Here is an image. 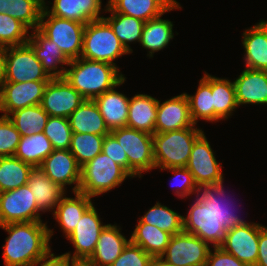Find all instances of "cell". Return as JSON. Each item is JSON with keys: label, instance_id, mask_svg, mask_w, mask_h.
Listing matches in <instances>:
<instances>
[{"label": "cell", "instance_id": "1", "mask_svg": "<svg viewBox=\"0 0 267 266\" xmlns=\"http://www.w3.org/2000/svg\"><path fill=\"white\" fill-rule=\"evenodd\" d=\"M9 235L3 245L5 266H29L50 252L54 231L42 221L18 222L0 226Z\"/></svg>", "mask_w": 267, "mask_h": 266}, {"label": "cell", "instance_id": "2", "mask_svg": "<svg viewBox=\"0 0 267 266\" xmlns=\"http://www.w3.org/2000/svg\"><path fill=\"white\" fill-rule=\"evenodd\" d=\"M64 78L85 99L95 97L115 87L125 76L115 65L83 58L70 60Z\"/></svg>", "mask_w": 267, "mask_h": 266}, {"label": "cell", "instance_id": "3", "mask_svg": "<svg viewBox=\"0 0 267 266\" xmlns=\"http://www.w3.org/2000/svg\"><path fill=\"white\" fill-rule=\"evenodd\" d=\"M204 133L202 129L189 127L176 131L153 134L155 168L186 167L195 141Z\"/></svg>", "mask_w": 267, "mask_h": 266}, {"label": "cell", "instance_id": "4", "mask_svg": "<svg viewBox=\"0 0 267 266\" xmlns=\"http://www.w3.org/2000/svg\"><path fill=\"white\" fill-rule=\"evenodd\" d=\"M127 177L131 176L101 152L81 167L79 192L93 198L120 186Z\"/></svg>", "mask_w": 267, "mask_h": 266}, {"label": "cell", "instance_id": "5", "mask_svg": "<svg viewBox=\"0 0 267 266\" xmlns=\"http://www.w3.org/2000/svg\"><path fill=\"white\" fill-rule=\"evenodd\" d=\"M129 54L110 25L104 20L90 21L83 33L81 58L116 66V58Z\"/></svg>", "mask_w": 267, "mask_h": 266}, {"label": "cell", "instance_id": "6", "mask_svg": "<svg viewBox=\"0 0 267 266\" xmlns=\"http://www.w3.org/2000/svg\"><path fill=\"white\" fill-rule=\"evenodd\" d=\"M110 133L126 152L131 178H141L143 172L155 169L152 134L128 127L116 128Z\"/></svg>", "mask_w": 267, "mask_h": 266}, {"label": "cell", "instance_id": "7", "mask_svg": "<svg viewBox=\"0 0 267 266\" xmlns=\"http://www.w3.org/2000/svg\"><path fill=\"white\" fill-rule=\"evenodd\" d=\"M86 24L48 14L44 9L38 30L56 43L69 60L81 57L83 33Z\"/></svg>", "mask_w": 267, "mask_h": 266}, {"label": "cell", "instance_id": "8", "mask_svg": "<svg viewBox=\"0 0 267 266\" xmlns=\"http://www.w3.org/2000/svg\"><path fill=\"white\" fill-rule=\"evenodd\" d=\"M32 47L26 43L5 48L4 81L29 82L50 81Z\"/></svg>", "mask_w": 267, "mask_h": 266}, {"label": "cell", "instance_id": "9", "mask_svg": "<svg viewBox=\"0 0 267 266\" xmlns=\"http://www.w3.org/2000/svg\"><path fill=\"white\" fill-rule=\"evenodd\" d=\"M42 221L37 202L28 184L0 193V226Z\"/></svg>", "mask_w": 267, "mask_h": 266}, {"label": "cell", "instance_id": "10", "mask_svg": "<svg viewBox=\"0 0 267 266\" xmlns=\"http://www.w3.org/2000/svg\"><path fill=\"white\" fill-rule=\"evenodd\" d=\"M210 250L207 242L183 231L171 236L160 257L173 266H205Z\"/></svg>", "mask_w": 267, "mask_h": 266}, {"label": "cell", "instance_id": "11", "mask_svg": "<svg viewBox=\"0 0 267 266\" xmlns=\"http://www.w3.org/2000/svg\"><path fill=\"white\" fill-rule=\"evenodd\" d=\"M103 225L92 204L81 216L73 232L67 237L75 248L74 254L64 253L73 262H85L95 250Z\"/></svg>", "mask_w": 267, "mask_h": 266}, {"label": "cell", "instance_id": "12", "mask_svg": "<svg viewBox=\"0 0 267 266\" xmlns=\"http://www.w3.org/2000/svg\"><path fill=\"white\" fill-rule=\"evenodd\" d=\"M222 165L217 162L206 135L203 133L194 143L186 168L193 175L198 187L224 182Z\"/></svg>", "mask_w": 267, "mask_h": 266}, {"label": "cell", "instance_id": "13", "mask_svg": "<svg viewBox=\"0 0 267 266\" xmlns=\"http://www.w3.org/2000/svg\"><path fill=\"white\" fill-rule=\"evenodd\" d=\"M84 100L65 78H54L46 84L40 106L49 116L69 118Z\"/></svg>", "mask_w": 267, "mask_h": 266}, {"label": "cell", "instance_id": "14", "mask_svg": "<svg viewBox=\"0 0 267 266\" xmlns=\"http://www.w3.org/2000/svg\"><path fill=\"white\" fill-rule=\"evenodd\" d=\"M187 215L183 216L184 232L196 235L213 247L222 244L227 231L216 221L209 205H204L197 197Z\"/></svg>", "mask_w": 267, "mask_h": 266}, {"label": "cell", "instance_id": "15", "mask_svg": "<svg viewBox=\"0 0 267 266\" xmlns=\"http://www.w3.org/2000/svg\"><path fill=\"white\" fill-rule=\"evenodd\" d=\"M261 224L246 222L226 232L220 247L249 266H255L258 257L259 232Z\"/></svg>", "mask_w": 267, "mask_h": 266}, {"label": "cell", "instance_id": "16", "mask_svg": "<svg viewBox=\"0 0 267 266\" xmlns=\"http://www.w3.org/2000/svg\"><path fill=\"white\" fill-rule=\"evenodd\" d=\"M49 81L3 82L0 87V112L9 116L25 107L39 105Z\"/></svg>", "mask_w": 267, "mask_h": 266}, {"label": "cell", "instance_id": "17", "mask_svg": "<svg viewBox=\"0 0 267 266\" xmlns=\"http://www.w3.org/2000/svg\"><path fill=\"white\" fill-rule=\"evenodd\" d=\"M45 175L63 189L65 186L75 184L72 191H79L81 181V167L69 149H55L39 166Z\"/></svg>", "mask_w": 267, "mask_h": 266}, {"label": "cell", "instance_id": "18", "mask_svg": "<svg viewBox=\"0 0 267 266\" xmlns=\"http://www.w3.org/2000/svg\"><path fill=\"white\" fill-rule=\"evenodd\" d=\"M189 127H195V124L190 116L186 93L174 96L162 103L158 100L155 133L176 131Z\"/></svg>", "mask_w": 267, "mask_h": 266}, {"label": "cell", "instance_id": "19", "mask_svg": "<svg viewBox=\"0 0 267 266\" xmlns=\"http://www.w3.org/2000/svg\"><path fill=\"white\" fill-rule=\"evenodd\" d=\"M225 193L226 191L224 190L223 183H220L199 187L196 196L199 197L198 199L204 205H209L213 212V215L215 216L216 221L226 231H229L237 226L244 225L246 221H244V219H241L237 214H235V209L231 208L233 207V204H231V201L228 202V200L230 199L229 197H225Z\"/></svg>", "mask_w": 267, "mask_h": 266}, {"label": "cell", "instance_id": "20", "mask_svg": "<svg viewBox=\"0 0 267 266\" xmlns=\"http://www.w3.org/2000/svg\"><path fill=\"white\" fill-rule=\"evenodd\" d=\"M27 43L32 47L37 59L51 79L64 78L67 68L63 66L68 65L70 60L56 43L44 36L38 29L32 30Z\"/></svg>", "mask_w": 267, "mask_h": 266}, {"label": "cell", "instance_id": "21", "mask_svg": "<svg viewBox=\"0 0 267 266\" xmlns=\"http://www.w3.org/2000/svg\"><path fill=\"white\" fill-rule=\"evenodd\" d=\"M117 225L107 224L101 231L94 253L85 261L89 266H110L130 242Z\"/></svg>", "mask_w": 267, "mask_h": 266}, {"label": "cell", "instance_id": "22", "mask_svg": "<svg viewBox=\"0 0 267 266\" xmlns=\"http://www.w3.org/2000/svg\"><path fill=\"white\" fill-rule=\"evenodd\" d=\"M107 3L116 13L144 22L163 16L168 11L181 9L176 0H108Z\"/></svg>", "mask_w": 267, "mask_h": 266}, {"label": "cell", "instance_id": "23", "mask_svg": "<svg viewBox=\"0 0 267 266\" xmlns=\"http://www.w3.org/2000/svg\"><path fill=\"white\" fill-rule=\"evenodd\" d=\"M125 81L126 77L115 87L93 99L110 131L127 126L130 98L126 97L124 93L114 90L117 86L124 84Z\"/></svg>", "mask_w": 267, "mask_h": 266}, {"label": "cell", "instance_id": "24", "mask_svg": "<svg viewBox=\"0 0 267 266\" xmlns=\"http://www.w3.org/2000/svg\"><path fill=\"white\" fill-rule=\"evenodd\" d=\"M233 84L238 106L267 105V75L264 70L245 68Z\"/></svg>", "mask_w": 267, "mask_h": 266}, {"label": "cell", "instance_id": "25", "mask_svg": "<svg viewBox=\"0 0 267 266\" xmlns=\"http://www.w3.org/2000/svg\"><path fill=\"white\" fill-rule=\"evenodd\" d=\"M52 7L46 5L44 10L53 16L87 24L90 21L103 19L101 0H54Z\"/></svg>", "mask_w": 267, "mask_h": 266}, {"label": "cell", "instance_id": "26", "mask_svg": "<svg viewBox=\"0 0 267 266\" xmlns=\"http://www.w3.org/2000/svg\"><path fill=\"white\" fill-rule=\"evenodd\" d=\"M246 68L265 70L267 68V21L261 20L243 33Z\"/></svg>", "mask_w": 267, "mask_h": 266}, {"label": "cell", "instance_id": "27", "mask_svg": "<svg viewBox=\"0 0 267 266\" xmlns=\"http://www.w3.org/2000/svg\"><path fill=\"white\" fill-rule=\"evenodd\" d=\"M36 199L38 209L42 212L55 211L66 190L50 180L39 167H32L27 182ZM51 209V210H50Z\"/></svg>", "mask_w": 267, "mask_h": 266}, {"label": "cell", "instance_id": "28", "mask_svg": "<svg viewBox=\"0 0 267 266\" xmlns=\"http://www.w3.org/2000/svg\"><path fill=\"white\" fill-rule=\"evenodd\" d=\"M158 99L147 94H136L129 100L128 128L155 133Z\"/></svg>", "mask_w": 267, "mask_h": 266}, {"label": "cell", "instance_id": "29", "mask_svg": "<svg viewBox=\"0 0 267 266\" xmlns=\"http://www.w3.org/2000/svg\"><path fill=\"white\" fill-rule=\"evenodd\" d=\"M74 194V198L64 195L53 212V217L59 223L66 238L73 232L84 212L93 204L92 197L79 191Z\"/></svg>", "mask_w": 267, "mask_h": 266}, {"label": "cell", "instance_id": "30", "mask_svg": "<svg viewBox=\"0 0 267 266\" xmlns=\"http://www.w3.org/2000/svg\"><path fill=\"white\" fill-rule=\"evenodd\" d=\"M68 119L74 133H91L106 136L111 132L106 126L94 100L85 99Z\"/></svg>", "mask_w": 267, "mask_h": 266}, {"label": "cell", "instance_id": "31", "mask_svg": "<svg viewBox=\"0 0 267 266\" xmlns=\"http://www.w3.org/2000/svg\"><path fill=\"white\" fill-rule=\"evenodd\" d=\"M105 7L104 11L110 12L111 16L103 17V19L110 25L126 51L132 53L133 50L129 45L132 42L140 43L145 22L135 17L116 13L108 4Z\"/></svg>", "mask_w": 267, "mask_h": 266}, {"label": "cell", "instance_id": "32", "mask_svg": "<svg viewBox=\"0 0 267 266\" xmlns=\"http://www.w3.org/2000/svg\"><path fill=\"white\" fill-rule=\"evenodd\" d=\"M171 236L168 232L139 220L130 241L152 257H160L165 252Z\"/></svg>", "mask_w": 267, "mask_h": 266}, {"label": "cell", "instance_id": "33", "mask_svg": "<svg viewBox=\"0 0 267 266\" xmlns=\"http://www.w3.org/2000/svg\"><path fill=\"white\" fill-rule=\"evenodd\" d=\"M173 37V22L159 16L144 23L140 44L149 50L147 56L153 57L155 52L168 46Z\"/></svg>", "mask_w": 267, "mask_h": 266}, {"label": "cell", "instance_id": "34", "mask_svg": "<svg viewBox=\"0 0 267 266\" xmlns=\"http://www.w3.org/2000/svg\"><path fill=\"white\" fill-rule=\"evenodd\" d=\"M45 0H0V13L19 20L28 29H38Z\"/></svg>", "mask_w": 267, "mask_h": 266}, {"label": "cell", "instance_id": "35", "mask_svg": "<svg viewBox=\"0 0 267 266\" xmlns=\"http://www.w3.org/2000/svg\"><path fill=\"white\" fill-rule=\"evenodd\" d=\"M189 101L190 116L196 125L198 119L214 122V106L212 100V75L205 72L199 81L195 95L186 93Z\"/></svg>", "mask_w": 267, "mask_h": 266}, {"label": "cell", "instance_id": "36", "mask_svg": "<svg viewBox=\"0 0 267 266\" xmlns=\"http://www.w3.org/2000/svg\"><path fill=\"white\" fill-rule=\"evenodd\" d=\"M53 150L50 140L44 132H41L31 136H21L14 157L36 167L40 166Z\"/></svg>", "mask_w": 267, "mask_h": 266}, {"label": "cell", "instance_id": "37", "mask_svg": "<svg viewBox=\"0 0 267 266\" xmlns=\"http://www.w3.org/2000/svg\"><path fill=\"white\" fill-rule=\"evenodd\" d=\"M212 100L214 106V122L228 119L237 109L235 87L228 79L212 76Z\"/></svg>", "mask_w": 267, "mask_h": 266}, {"label": "cell", "instance_id": "38", "mask_svg": "<svg viewBox=\"0 0 267 266\" xmlns=\"http://www.w3.org/2000/svg\"><path fill=\"white\" fill-rule=\"evenodd\" d=\"M32 165L14 157H0V193L27 184Z\"/></svg>", "mask_w": 267, "mask_h": 266}, {"label": "cell", "instance_id": "39", "mask_svg": "<svg viewBox=\"0 0 267 266\" xmlns=\"http://www.w3.org/2000/svg\"><path fill=\"white\" fill-rule=\"evenodd\" d=\"M12 115V116H11ZM21 136L44 132L49 115L39 105L18 109L7 116Z\"/></svg>", "mask_w": 267, "mask_h": 266}, {"label": "cell", "instance_id": "40", "mask_svg": "<svg viewBox=\"0 0 267 266\" xmlns=\"http://www.w3.org/2000/svg\"><path fill=\"white\" fill-rule=\"evenodd\" d=\"M142 223L151 224L171 235L183 232V215L157 202L144 216L139 218Z\"/></svg>", "mask_w": 267, "mask_h": 266}, {"label": "cell", "instance_id": "41", "mask_svg": "<svg viewBox=\"0 0 267 266\" xmlns=\"http://www.w3.org/2000/svg\"><path fill=\"white\" fill-rule=\"evenodd\" d=\"M105 136L91 133H74L69 150L80 167L102 152Z\"/></svg>", "mask_w": 267, "mask_h": 266}, {"label": "cell", "instance_id": "42", "mask_svg": "<svg viewBox=\"0 0 267 266\" xmlns=\"http://www.w3.org/2000/svg\"><path fill=\"white\" fill-rule=\"evenodd\" d=\"M30 33L19 20L0 13V47L6 48L26 44Z\"/></svg>", "mask_w": 267, "mask_h": 266}, {"label": "cell", "instance_id": "43", "mask_svg": "<svg viewBox=\"0 0 267 266\" xmlns=\"http://www.w3.org/2000/svg\"><path fill=\"white\" fill-rule=\"evenodd\" d=\"M44 134L50 140L54 150H67L70 148L72 129L68 118L49 116Z\"/></svg>", "mask_w": 267, "mask_h": 266}, {"label": "cell", "instance_id": "44", "mask_svg": "<svg viewBox=\"0 0 267 266\" xmlns=\"http://www.w3.org/2000/svg\"><path fill=\"white\" fill-rule=\"evenodd\" d=\"M21 134L8 117L0 116V157L14 156Z\"/></svg>", "mask_w": 267, "mask_h": 266}, {"label": "cell", "instance_id": "45", "mask_svg": "<svg viewBox=\"0 0 267 266\" xmlns=\"http://www.w3.org/2000/svg\"><path fill=\"white\" fill-rule=\"evenodd\" d=\"M152 256L131 241L110 266H148Z\"/></svg>", "mask_w": 267, "mask_h": 266}, {"label": "cell", "instance_id": "46", "mask_svg": "<svg viewBox=\"0 0 267 266\" xmlns=\"http://www.w3.org/2000/svg\"><path fill=\"white\" fill-rule=\"evenodd\" d=\"M166 170H169L173 172V174H175L173 182L175 180L178 182V179L181 180L176 184V187L180 186L179 188L177 187V189H175L174 194H176V196H179V198L184 199L183 197L187 198L191 194L193 195L198 193L199 187L195 183L193 175L186 167L166 168Z\"/></svg>", "mask_w": 267, "mask_h": 266}, {"label": "cell", "instance_id": "47", "mask_svg": "<svg viewBox=\"0 0 267 266\" xmlns=\"http://www.w3.org/2000/svg\"><path fill=\"white\" fill-rule=\"evenodd\" d=\"M102 153L108 155V157L128 173V158L126 152L121 148V145L111 133L107 134L103 140Z\"/></svg>", "mask_w": 267, "mask_h": 266}, {"label": "cell", "instance_id": "48", "mask_svg": "<svg viewBox=\"0 0 267 266\" xmlns=\"http://www.w3.org/2000/svg\"><path fill=\"white\" fill-rule=\"evenodd\" d=\"M209 252L205 266H249L241 262L232 254L224 251L220 246L214 247Z\"/></svg>", "mask_w": 267, "mask_h": 266}, {"label": "cell", "instance_id": "49", "mask_svg": "<svg viewBox=\"0 0 267 266\" xmlns=\"http://www.w3.org/2000/svg\"><path fill=\"white\" fill-rule=\"evenodd\" d=\"M72 264L73 261H71L66 255L61 254L59 256H55L54 253L50 252L46 257L39 259L29 266H72Z\"/></svg>", "mask_w": 267, "mask_h": 266}, {"label": "cell", "instance_id": "50", "mask_svg": "<svg viewBox=\"0 0 267 266\" xmlns=\"http://www.w3.org/2000/svg\"><path fill=\"white\" fill-rule=\"evenodd\" d=\"M255 266H267V227L259 232L258 257Z\"/></svg>", "mask_w": 267, "mask_h": 266}, {"label": "cell", "instance_id": "51", "mask_svg": "<svg viewBox=\"0 0 267 266\" xmlns=\"http://www.w3.org/2000/svg\"><path fill=\"white\" fill-rule=\"evenodd\" d=\"M4 59H5V48L0 47V87L4 81Z\"/></svg>", "mask_w": 267, "mask_h": 266}, {"label": "cell", "instance_id": "52", "mask_svg": "<svg viewBox=\"0 0 267 266\" xmlns=\"http://www.w3.org/2000/svg\"><path fill=\"white\" fill-rule=\"evenodd\" d=\"M148 266H173V265L168 263V262H166L161 257H152V259L150 260Z\"/></svg>", "mask_w": 267, "mask_h": 266}, {"label": "cell", "instance_id": "53", "mask_svg": "<svg viewBox=\"0 0 267 266\" xmlns=\"http://www.w3.org/2000/svg\"><path fill=\"white\" fill-rule=\"evenodd\" d=\"M72 266H89L86 262H73Z\"/></svg>", "mask_w": 267, "mask_h": 266}]
</instances>
